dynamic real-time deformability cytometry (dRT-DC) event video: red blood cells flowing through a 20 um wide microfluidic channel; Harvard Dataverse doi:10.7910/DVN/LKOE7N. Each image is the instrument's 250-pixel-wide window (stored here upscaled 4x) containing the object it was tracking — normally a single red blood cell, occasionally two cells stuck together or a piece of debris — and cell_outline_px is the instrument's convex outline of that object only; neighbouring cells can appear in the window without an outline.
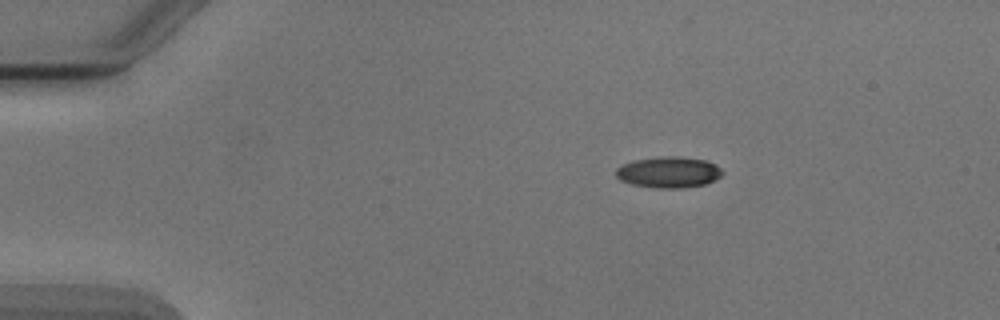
{"species": "Egyptian fruit bat (a non-hibernating species)", "species_latin": "Rousettus aegyptiacus", "temperature_condition": "cold", "stored_images_in_passage": 4, "camera_frame_rate_fps": 3000, "um_per_image_px": 0.085, "animal": {"sex": "male"}, "frame": {"image": 1, "passage_image": 2, "time_ms": 1.0, "image_size_px": [1000, 320], "cell_outline_px": [[724, 172], [720, 176], [704, 184], [684, 188], [656, 188], [632, 184], [620, 180], [616, 176], [616, 168], [624, 164], [636, 160], [668, 156], [680, 156], [708, 160], [716, 164]], "centroid_in_image_um": [56.86, 14.64], "position_along_channel_um": 28.1, "area_um2": 19.19}}